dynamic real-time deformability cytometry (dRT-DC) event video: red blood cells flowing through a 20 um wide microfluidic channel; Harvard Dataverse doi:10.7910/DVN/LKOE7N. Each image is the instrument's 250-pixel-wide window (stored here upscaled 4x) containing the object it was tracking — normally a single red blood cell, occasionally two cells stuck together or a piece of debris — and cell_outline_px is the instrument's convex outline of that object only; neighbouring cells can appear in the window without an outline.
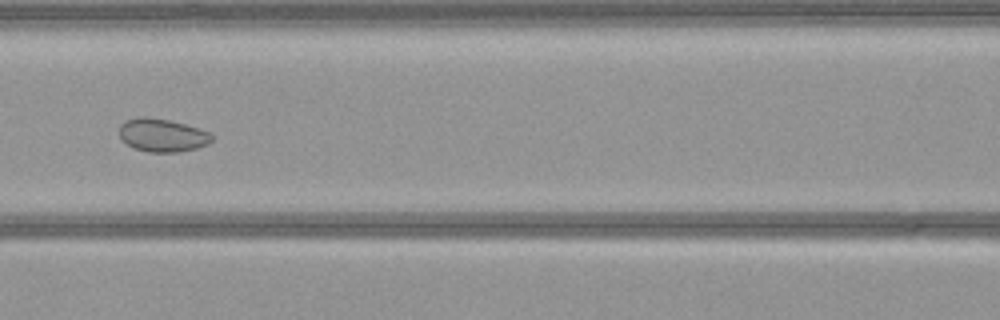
{"species": "common noctule bat (a hibernating species)", "species_latin": "Nyctalus noctula", "temperature_condition": "warm", "stored_images_in_passage": 52, "camera_frame_rate_fps": 3000, "um_per_image_px": 0.085, "animal": {"sex": "female", "body_mass_g": 21.9}, "frame": {"image": 1, "passage_image": 22, "time_ms": 7.0, "image_size_px": [1000, 320], "cell_outline_px": [[216, 136], [208, 144], [196, 148], [180, 152], [148, 152], [136, 148], [120, 140], [120, 124], [124, 120], [140, 116], [144, 116], [168, 120], [200, 128], [212, 132]], "centroid_in_image_um": [13.83, 11.48], "position_along_channel_um": 152.8, "area_um2": 18.09}}
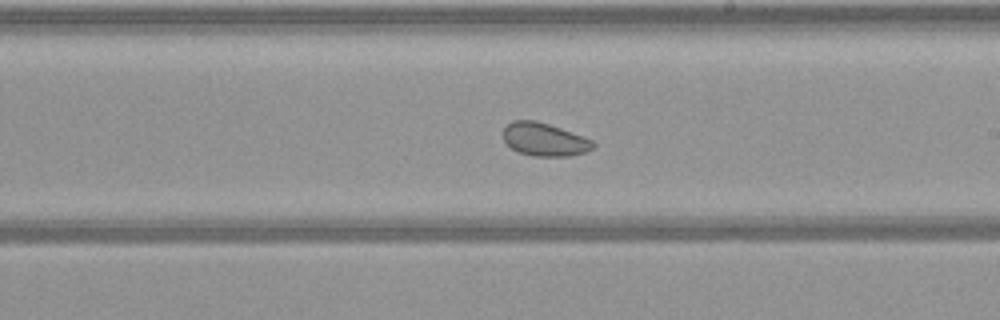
{"frame": {"image": 2, "passage_image": 29, "time_ms": 9.333, "image_size_px": [1000, 320], "cell_outline_px": [[596, 144], [592, 148], [584, 152], [572, 156], [532, 156], [520, 152], [512, 148], [504, 140], [504, 128], [512, 120], [536, 120], [560, 128], [592, 140]], "centroid_in_image_um": [46.27, 11.85], "position_along_channel_um": 242.7, "area_um2": 17.11}}
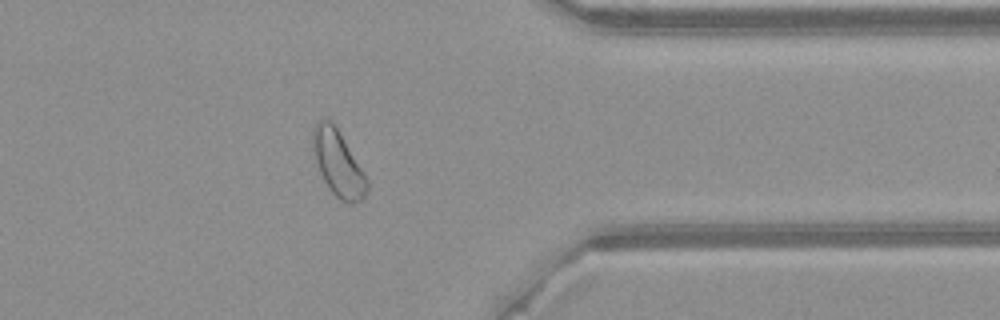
{"frame": {"image": 3, "passage_image": 41, "time_ms": 13.333, "image_size_px": [1000, 320], "cell_outline_px": [[368, 192], [360, 200], [352, 204], [348, 204], [340, 200], [332, 192], [324, 180], [320, 172], [316, 160], [312, 140], [312, 132], [316, 120], [324, 116], [336, 128], [364, 172], [368, 180]], "centroid_in_image_um": [28.74, 13.89], "position_along_channel_um": 382.7, "area_um2": 20.4}}